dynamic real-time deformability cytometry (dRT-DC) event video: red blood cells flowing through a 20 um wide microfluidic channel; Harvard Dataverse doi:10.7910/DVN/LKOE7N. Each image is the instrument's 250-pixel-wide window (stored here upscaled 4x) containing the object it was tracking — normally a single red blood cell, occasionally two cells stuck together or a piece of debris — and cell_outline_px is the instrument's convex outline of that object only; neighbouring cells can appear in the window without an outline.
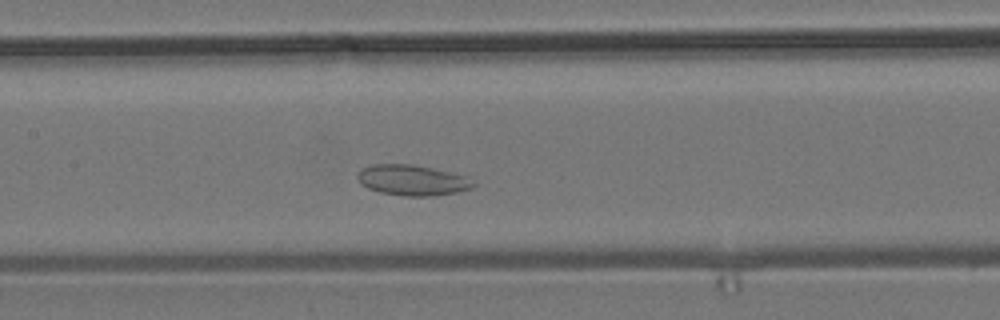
{"species": "common noctule bat (a hibernating species)", "species_latin": "Nyctalus noctula", "temperature_condition": "room temperature", "stored_images_in_passage": 51, "camera_frame_rate_fps": 3000, "um_per_image_px": 0.085, "animal": {"sex": "male", "body_mass_g": 19.2, "forearm_length_mm": 51.8}, "frame": {"image": 1, "passage_image": 20, "time_ms": 6.333, "image_size_px": [1000, 320], "cell_outline_px": [[476, 184], [472, 188], [456, 192], [436, 196], [404, 196], [380, 192], [368, 188], [360, 184], [356, 176], [364, 168], [372, 164], [412, 164], [432, 168], [468, 176]], "centroid_in_image_um": [35.07, 15.32], "position_along_channel_um": 172.3, "area_um2": 20.69}}
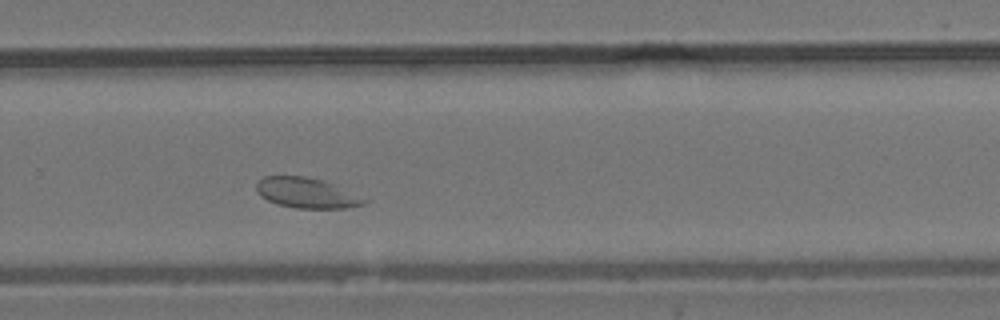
{"frame": {"image": 2, "passage_image": 31, "time_ms": 10.0, "image_size_px": [1000, 320], "cell_outline_px": [[368, 200], [364, 204], [344, 208], [296, 208], [276, 204], [260, 196], [256, 188], [256, 184], [264, 176], [304, 176], [324, 180]], "centroid_in_image_um": [26.02, 16.4], "position_along_channel_um": 303.8, "area_um2": 18.79}}
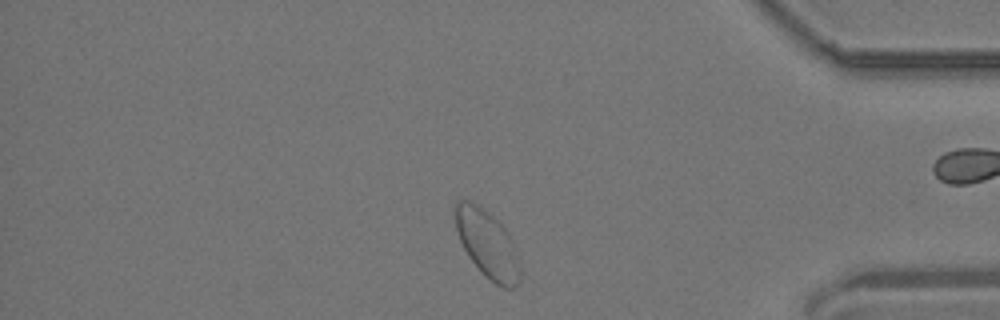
{"frame": {"image": 3, "passage_image": 41, "time_ms": 13.333, "image_size_px": [1000, 320], "cell_outline_px": [[520, 280], [512, 288], [504, 288], [496, 284], [484, 276], [468, 256], [460, 240], [456, 228], [452, 208], [456, 200], [468, 200], [476, 204], [492, 216], [508, 232], [520, 268]], "centroid_in_image_um": [41.37, 20.73], "position_along_channel_um": 393.8, "area_um2": 25.26}, "authors_computed_cell_mechanics": {"area_um2": 24.3338, "velocity_mm_per_s": 3.6027, "shape_relaxation_time_tau1_ms": null, "shape_relaxation_time_tau2_ms": 2.9069, "deformation_change_tau1": null, "deformation_change_tau2": 0.0537}}